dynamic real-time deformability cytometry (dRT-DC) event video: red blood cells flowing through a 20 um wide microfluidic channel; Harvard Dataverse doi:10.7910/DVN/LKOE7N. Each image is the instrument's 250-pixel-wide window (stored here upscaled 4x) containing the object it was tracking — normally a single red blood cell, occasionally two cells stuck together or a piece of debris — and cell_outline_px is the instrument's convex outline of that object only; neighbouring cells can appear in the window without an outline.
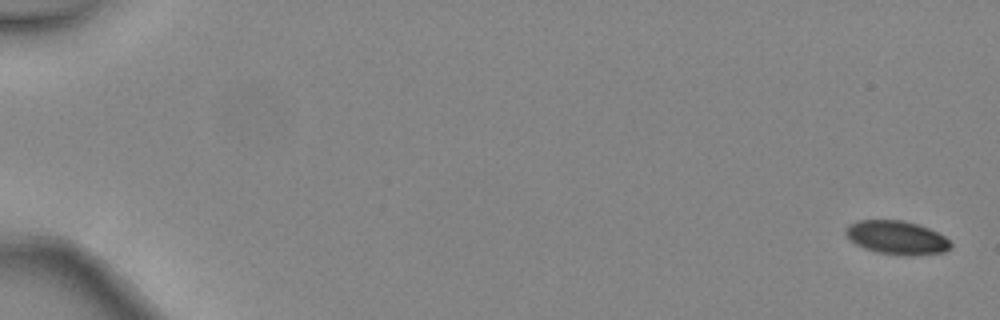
{"species": "common noctule bat (a hibernating species)", "species_latin": "Nyctalus noctula", "temperature_condition": "warm", "stored_images_in_passage": 5, "segment_of_instrument_passage": [1, 2], "camera_frame_rate_fps": 3000, "um_per_image_px": 0.085, "animal": {"sex": "female", "body_mass_g": 24.6, "forearm_length_mm": 56.2}, "frame": {"image": 1, "passage_image": 1, "time_ms": 0.0, "image_size_px": [1000, 320], "cell_outline_px": [[952, 248], [944, 252], [912, 256], [904, 256], [876, 252], [864, 248], [856, 244], [844, 232], [844, 228], [848, 224], [860, 220], [900, 220], [916, 224], [928, 228], [944, 236], [952, 244]], "centroid_in_image_um": [76.22, 20.21], "position_along_channel_um": 8.8, "area_um2": 20.58}}